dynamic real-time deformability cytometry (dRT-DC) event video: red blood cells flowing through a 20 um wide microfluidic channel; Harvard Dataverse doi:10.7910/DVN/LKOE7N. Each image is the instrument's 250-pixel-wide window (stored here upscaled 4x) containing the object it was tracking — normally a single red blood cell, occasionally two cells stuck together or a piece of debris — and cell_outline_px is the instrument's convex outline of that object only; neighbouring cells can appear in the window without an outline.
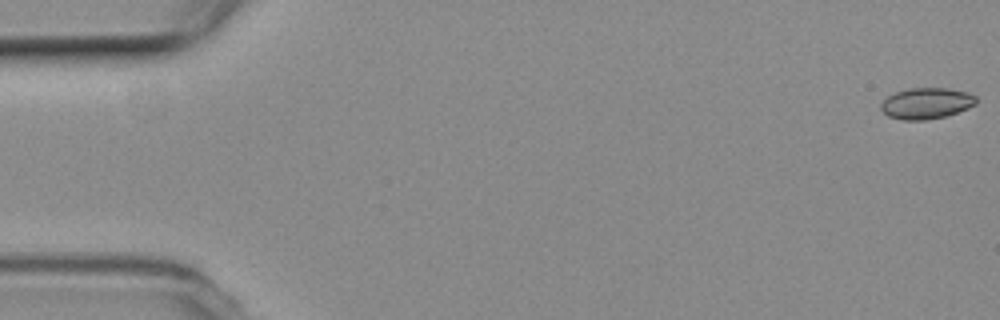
{"species": "common noctule bat (a hibernating species)", "species_latin": "Nyctalus noctula", "temperature_condition": "room temperature", "stored_images_in_passage": 8, "camera_frame_rate_fps": 3000, "um_per_image_px": 0.085, "animal": {"sex": "female", "body_mass_g": 19.3, "forearm_length_mm": 54.1}, "frame": {"image": 1, "passage_image": 1, "time_ms": 0.0, "image_size_px": [1000, 320], "cell_outline_px": [[976, 104], [968, 108], [944, 116], [924, 120], [900, 120], [888, 116], [880, 108], [880, 104], [888, 96], [896, 92], [908, 88], [948, 88], [968, 92], [976, 96]], "centroid_in_image_um": [78.73, 8.78], "position_along_channel_um": 6.3, "area_um2": 17.22}}